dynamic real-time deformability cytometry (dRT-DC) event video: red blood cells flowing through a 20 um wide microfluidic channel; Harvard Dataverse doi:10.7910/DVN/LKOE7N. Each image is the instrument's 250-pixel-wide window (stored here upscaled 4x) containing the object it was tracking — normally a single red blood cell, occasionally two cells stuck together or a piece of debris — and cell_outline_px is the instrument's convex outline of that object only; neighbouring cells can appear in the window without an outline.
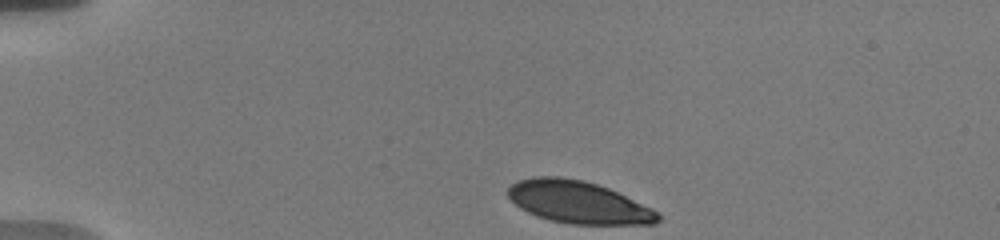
{"species": "human", "species_latin": "Homo sapiens", "temperature_condition": "warm", "stored_images_in_passage": 45, "camera_frame_rate_fps": 3000, "um_per_image_px": 0.085, "donor": {"sex": "male"}, "frame": {"image": 1, "passage_image": 1, "time_ms": 0.0, "image_size_px": [1000, 240], "cell_outline_px": [[660, 220], [656, 224], [572, 224], [548, 220], [536, 216], [520, 208], [508, 196], [508, 188], [516, 180], [536, 176], [560, 176], [584, 180], [608, 188], [652, 208], [660, 212]], "centroid_in_image_um": [49.16, 17.19], "position_along_channel_um": 35.8, "area_um2": 37.05}}
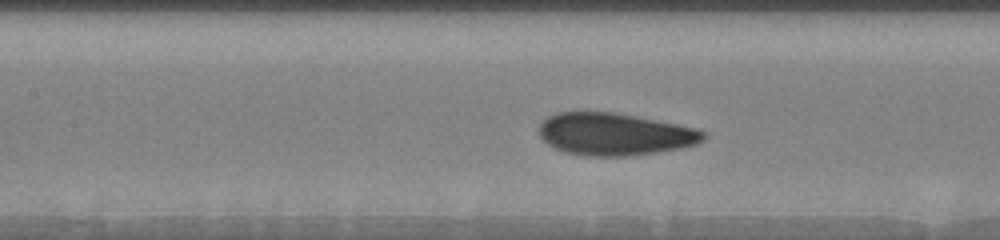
{"frame": {"image": 2, "passage_image": 16, "time_ms": 5.0, "image_size_px": [1000, 240], "cell_outline_px": [[708, 136], [704, 140], [696, 144], [680, 148], [656, 152], [628, 156], [584, 156], [568, 152], [556, 148], [548, 144], [540, 136], [540, 124], [548, 116], [556, 112], [616, 112], [696, 128], [704, 132]], "centroid_in_image_um": [52.26, 11.4], "position_along_channel_um": 155.1, "area_um2": 40.34}}
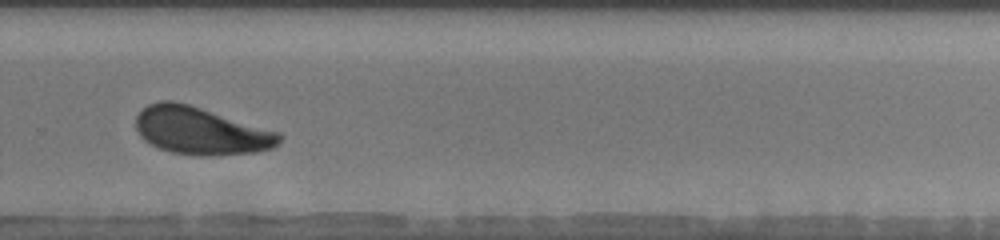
{"frame": {"image": 3, "passage_image": 29, "time_ms": 9.333, "image_size_px": [1000, 240], "cell_outline_px": [[284, 136], [272, 148], [256, 152], [216, 156], [196, 156], [172, 152], [160, 148], [144, 140], [140, 136], [136, 128], [136, 116], [148, 104], [160, 100], [172, 100], [188, 104], [280, 132]], "centroid_in_image_um": [17.07, 11.13], "position_along_channel_um": 312.7, "area_um2": 39.71}, "authors_computed_cell_mechanics": {"area_um2": 39.3618, "velocity_mm_per_s": 3.6501, "shape_relaxation_time_tau1_ms": 3.5919, "shape_relaxation_time_tau2_ms": 0.9806, "deformation_change_tau1": 0.1385, "deformation_change_tau2": 0.047}}